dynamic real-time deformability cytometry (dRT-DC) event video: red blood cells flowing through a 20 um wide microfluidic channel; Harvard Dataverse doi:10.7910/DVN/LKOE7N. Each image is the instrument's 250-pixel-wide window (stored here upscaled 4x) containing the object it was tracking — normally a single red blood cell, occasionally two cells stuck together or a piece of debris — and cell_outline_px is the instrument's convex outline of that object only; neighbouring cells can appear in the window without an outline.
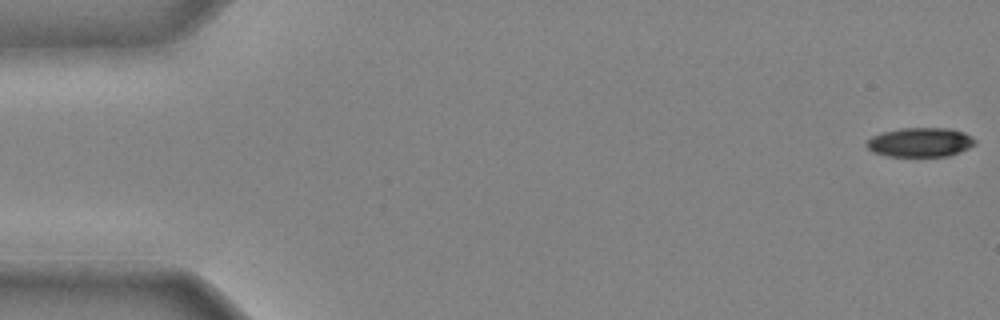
{"species": "common noctule bat (a hibernating species)", "species_latin": "Nyctalus noctula", "temperature_condition": "cold", "stored_images_in_passage": 42, "camera_frame_rate_fps": 3000, "um_per_image_px": 0.085, "animal": {"sex": "male", "body_mass_g": 20.4}, "frame": {"image": 1, "passage_image": 1, "time_ms": 0.0, "image_size_px": [1000, 320], "cell_outline_px": [[976, 144], [968, 148], [948, 156], [888, 156], [872, 152], [864, 144], [872, 136], [880, 132], [900, 128], [948, 128], [964, 132], [972, 136], [976, 140]], "centroid_in_image_um": [78.2, 12.08], "position_along_channel_um": 6.8, "area_um2": 18.61}}
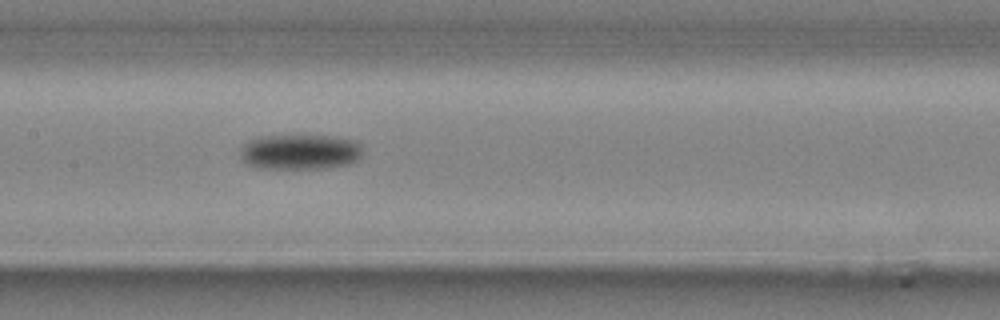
{"frame": {"image": 2, "passage_image": 22, "time_ms": 7.0, "image_size_px": [1000, 320], "cell_outline_px": [[364, 152], [360, 160], [348, 164], [328, 168], [256, 168], [248, 164], [240, 156], [240, 148], [248, 140], [256, 136], [336, 136], [360, 140]], "centroid_in_image_um": [25.58, 12.9], "position_along_channel_um": 181.8, "area_um2": 25.72}}
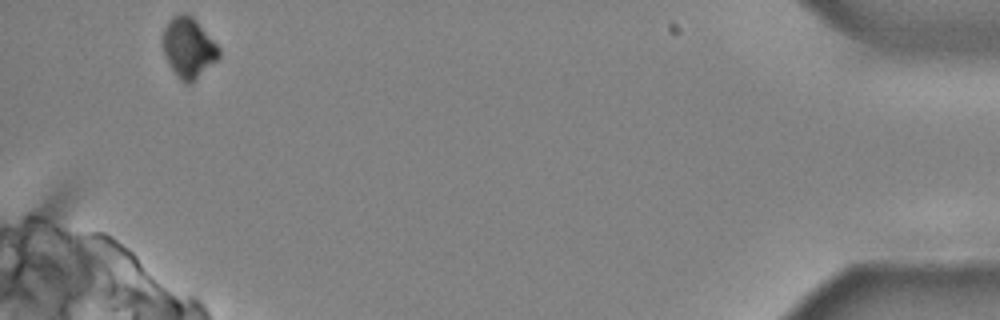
{"frame": {"image": 3, "passage_image": 42, "time_ms": 13.667, "image_size_px": [1000, 320], "cell_outline_px": [[220, 56], [216, 60], [188, 84], [180, 80], [172, 68], [164, 52], [160, 40], [164, 28], [168, 20], [172, 16], [180, 12], [188, 12], [196, 20], [220, 48]], "centroid_in_image_um": [15.99, 3.97], "position_along_channel_um": 419.2, "area_um2": 19.54}}